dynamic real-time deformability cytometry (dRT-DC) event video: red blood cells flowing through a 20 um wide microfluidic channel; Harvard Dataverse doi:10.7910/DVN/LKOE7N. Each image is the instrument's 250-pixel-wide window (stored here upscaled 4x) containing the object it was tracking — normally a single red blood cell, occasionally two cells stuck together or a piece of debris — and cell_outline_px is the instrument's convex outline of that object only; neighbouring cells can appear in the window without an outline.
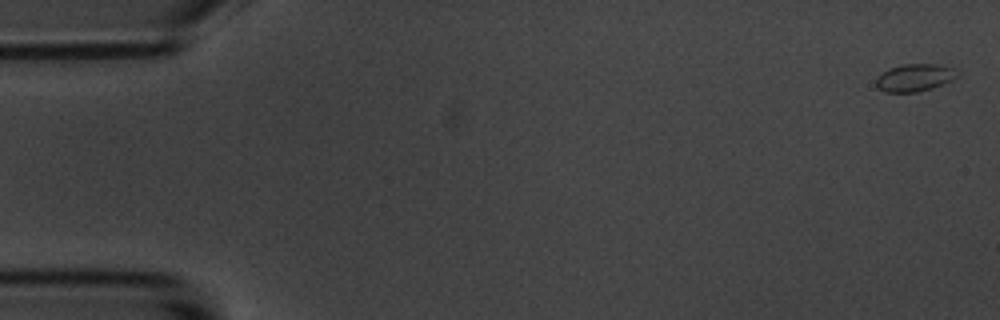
{"species": "common noctule bat (a hibernating species)", "species_latin": "Nyctalus noctula", "temperature_condition": "room temperature", "stored_images_in_passage": 3, "camera_frame_rate_fps": 3000, "um_per_image_px": 0.085, "animal": {"sex": "male", "body_mass_g": 20.1, "forearm_length_mm": 53.5}, "frame": {"image": 1, "passage_image": 1, "time_ms": 0.0, "image_size_px": [1000, 320], "cell_outline_px": [[956, 76], [952, 80], [932, 88], [916, 92], [884, 92], [876, 88], [876, 80], [888, 68], [904, 64], [936, 64], [952, 68]], "centroid_in_image_um": [77.69, 6.61], "position_along_channel_um": 7.3, "area_um2": 12.72}}